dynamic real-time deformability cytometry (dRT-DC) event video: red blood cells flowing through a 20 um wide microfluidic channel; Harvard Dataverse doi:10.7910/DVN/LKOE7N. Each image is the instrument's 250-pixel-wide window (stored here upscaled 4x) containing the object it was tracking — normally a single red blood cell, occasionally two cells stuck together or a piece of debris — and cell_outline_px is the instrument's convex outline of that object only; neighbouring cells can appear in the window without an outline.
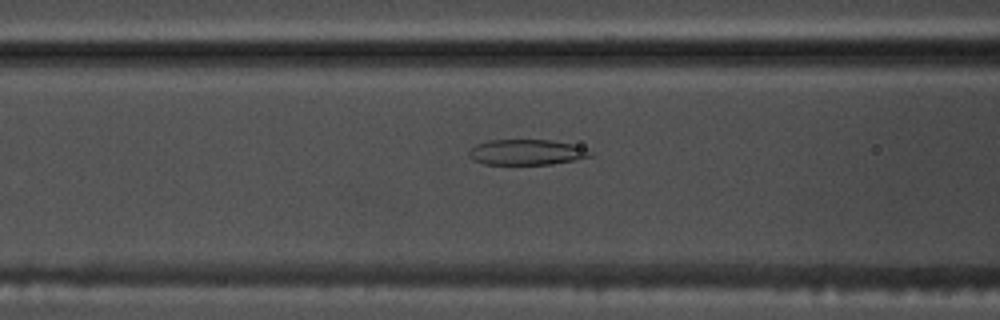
{"species": "common noctule bat (a hibernating species)", "species_latin": "Nyctalus noctula", "temperature_condition": "warm", "stored_images_in_passage": 38, "camera_frame_rate_fps": 3000, "um_per_image_px": 0.085, "animal": {"sex": "male", "body_mass_g": 17.5, "forearm_length_mm": 52.3}, "frame": {"image": 1, "passage_image": 6, "time_ms": 1.667, "image_size_px": [1000, 320], "cell_outline_px": [[592, 156], [552, 164], [484, 164], [468, 156], [468, 152], [476, 144], [488, 140], [552, 140], [572, 144], [584, 148], [592, 152]], "centroid_in_image_um": [44.75, 12.93], "position_along_channel_um": 121.9, "area_um2": 17.86}}
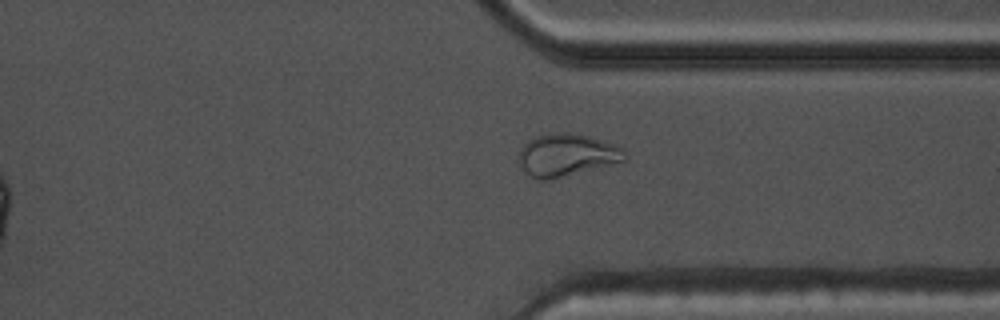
{"frame": {"image": 2, "passage_image": 25, "time_ms": 8.0, "image_size_px": [1000, 320], "cell_outline_px": [[628, 160], [552, 180], [536, 180], [528, 176], [520, 164], [520, 152], [524, 144], [528, 140], [536, 136], [560, 132], [568, 132], [588, 136], [624, 148], [628, 156]], "centroid_in_image_um": [48.19, 13.2], "position_along_channel_um": 363.2, "area_um2": 26.36}}
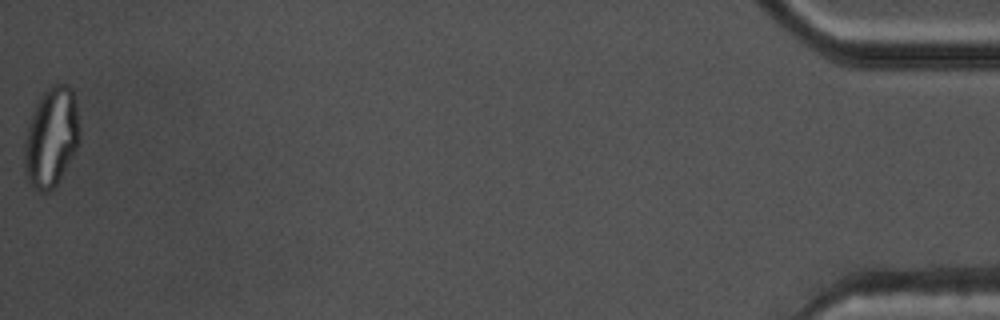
{"frame": {"image": 3, "passage_image": 38, "time_ms": 12.333, "image_size_px": [1000, 320], "cell_outline_px": [[80, 140], [76, 152], [56, 184], [48, 192], [40, 192], [28, 180], [24, 172], [24, 140], [28, 124], [32, 112], [40, 96], [48, 88], [56, 84], [68, 84], [72, 88], [76, 104], [80, 132]], "centroid_in_image_um": [4.36, 11.66], "position_along_channel_um": 430.8, "area_um2": 32.19}, "authors_computed_cell_mechanics": {"area_um2": 20.6057, "velocity_mm_per_s": 3.8139, "shape_relaxation_time_tau1_ms": null, "shape_relaxation_time_tau2_ms": 1.5723, "deformation_change_tau1": null, "deformation_change_tau2": 0.0814}}